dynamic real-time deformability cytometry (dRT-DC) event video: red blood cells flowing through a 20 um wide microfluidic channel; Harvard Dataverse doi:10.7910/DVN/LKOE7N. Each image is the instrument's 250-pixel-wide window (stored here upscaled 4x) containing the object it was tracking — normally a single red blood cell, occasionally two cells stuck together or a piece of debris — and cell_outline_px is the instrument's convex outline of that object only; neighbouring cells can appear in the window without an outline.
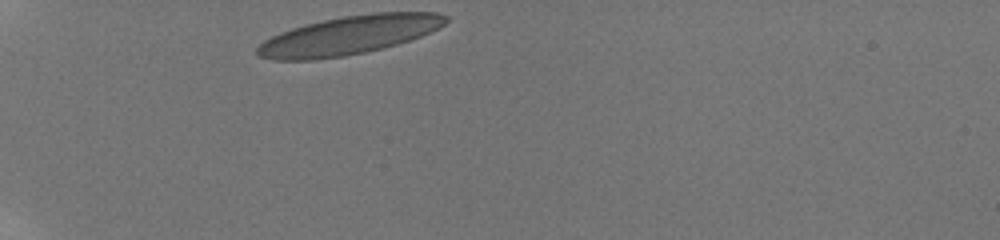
{"species": "human", "species_latin": "Homo sapiens", "temperature_condition": "room temperature", "stored_images_in_passage": 32, "camera_frame_rate_fps": 3000, "um_per_image_px": 0.085, "donor": {"sex": "male"}, "frame": {"image": 1, "passage_image": 1, "time_ms": 0.0, "image_size_px": [1000, 240], "cell_outline_px": [[448, 20], [444, 24], [420, 36], [396, 44], [364, 52], [344, 56], [312, 60], [272, 60], [256, 56], [256, 48], [264, 40], [280, 32], [304, 24], [344, 16], [372, 12], [436, 12], [448, 16]], "centroid_in_image_um": [29.6, 2.99], "position_along_channel_um": 55.4, "area_um2": 42.19}}
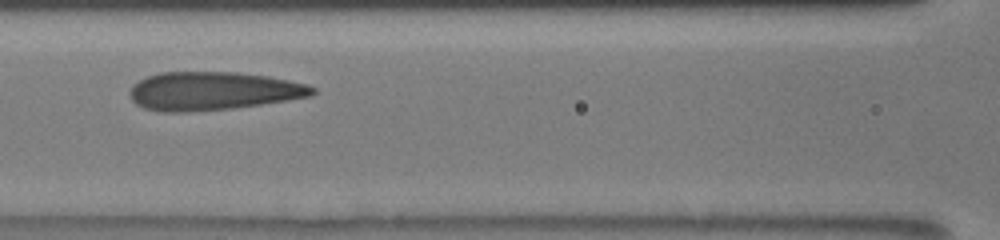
{"frame": {"image": 2, "passage_image": 11, "time_ms": 3.333, "image_size_px": [1000, 240], "cell_outline_px": [[316, 92], [312, 96], [288, 100], [232, 108], [188, 112], [160, 112], [144, 108], [136, 104], [132, 100], [128, 92], [132, 84], [148, 76], [160, 72], [236, 72], [268, 76], [308, 84], [316, 88]], "centroid_in_image_um": [18.09, 7.73], "position_along_channel_um": 148.5, "area_um2": 41.04}}
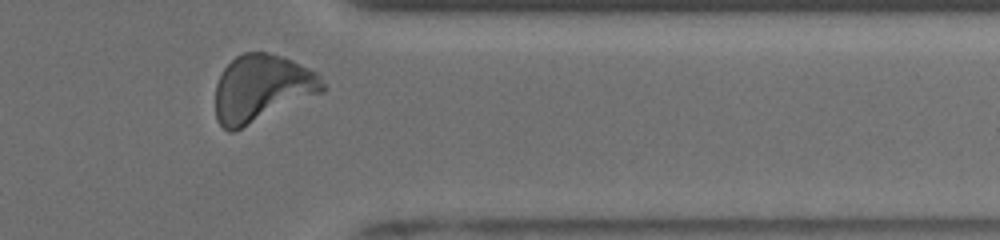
{"frame": {"image": 3, "passage_image": 30, "time_ms": 9.667, "image_size_px": [1000, 240], "cell_outline_px": [[324, 92], [232, 132], [228, 132], [216, 120], [216, 84], [224, 68], [236, 56], [244, 52], [268, 52], [280, 56], [308, 68], [316, 72], [320, 76], [324, 84]], "centroid_in_image_um": [22.24, 7.51], "position_along_channel_um": 389.2, "area_um2": 41.56}, "authors_computed_cell_mechanics": {"area_um2": 40.5756, "velocity_mm_per_s": 3.8406, "shape_relaxation_time_tau1_ms": 4.3169, "shape_relaxation_time_tau2_ms": null, "deformation_change_tau1": 0.1687, "deformation_change_tau2": null}}